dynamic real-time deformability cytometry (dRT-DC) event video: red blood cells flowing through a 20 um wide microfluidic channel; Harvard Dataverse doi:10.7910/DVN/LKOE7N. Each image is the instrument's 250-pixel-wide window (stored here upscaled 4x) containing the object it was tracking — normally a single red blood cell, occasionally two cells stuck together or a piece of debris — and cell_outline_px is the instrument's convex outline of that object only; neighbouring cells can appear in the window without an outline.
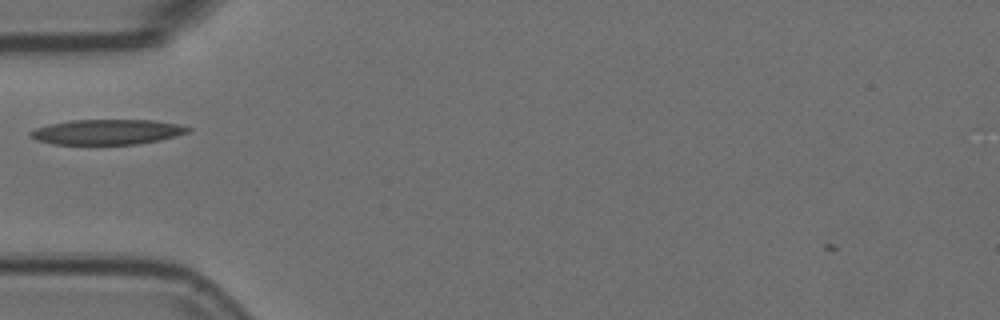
{"species": "Egyptian fruit bat (a non-hibernating species)", "species_latin": "Rousettus aegyptiacus", "temperature_condition": "room temperature", "stored_images_in_passage": 39, "camera_frame_rate_fps": 3000, "um_per_image_px": 0.085, "animal": {"sex": "female"}, "frame": {"image": 1, "passage_image": 1, "time_ms": 0.0, "image_size_px": [1000, 320], "cell_outline_px": [[192, 128], [188, 132], [176, 136], [160, 140], [140, 144], [52, 144], [36, 140], [28, 132], [36, 128], [48, 124], [72, 120], [152, 120], [180, 124]], "centroid_in_image_um": [9.13, 11.21], "position_along_channel_um": 75.9, "area_um2": 23.12}}
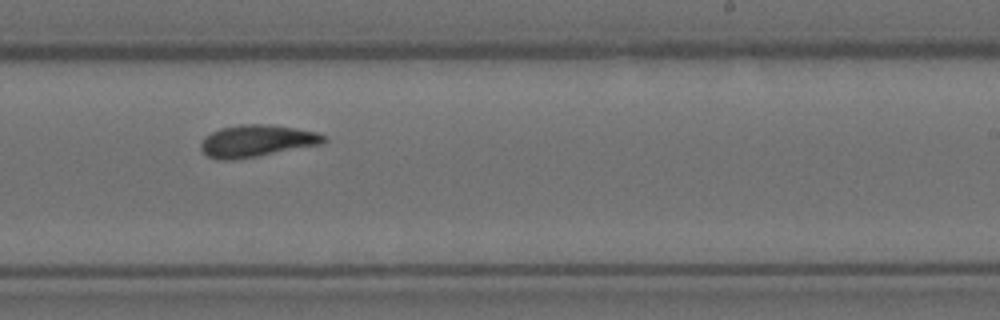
{"frame": {"image": 2, "passage_image": 17, "time_ms": 5.333, "image_size_px": [1000, 320], "cell_outline_px": [[328, 140], [324, 144], [260, 156], [232, 160], [216, 160], [208, 156], [200, 148], [200, 144], [204, 136], [220, 128], [240, 124], [268, 124], [296, 128], [316, 132], [324, 136]], "centroid_in_image_um": [21.83, 11.98], "position_along_channel_um": 267.2, "area_um2": 23.24}}
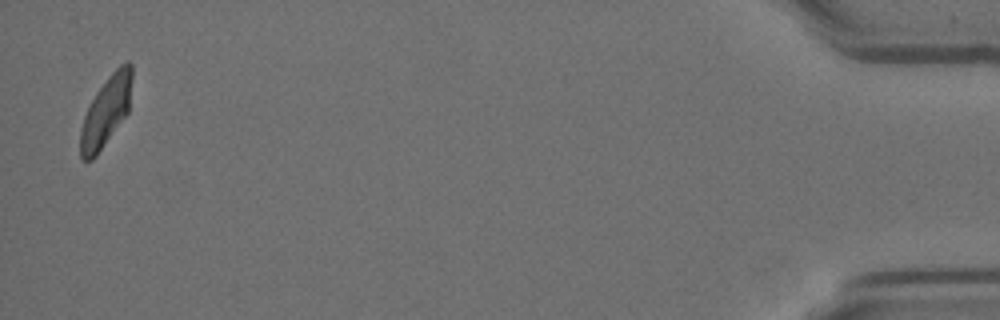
{"frame": {"image": 3, "passage_image": 38, "time_ms": 12.333, "image_size_px": [1000, 320], "cell_outline_px": [[132, 80], [128, 112], [96, 156], [92, 160], [80, 160], [80, 128], [84, 116], [96, 92], [108, 76], [120, 64], [128, 60], [132, 64]], "centroid_in_image_um": [9.01, 9.45], "position_along_channel_um": 426.2, "area_um2": 20.92}}